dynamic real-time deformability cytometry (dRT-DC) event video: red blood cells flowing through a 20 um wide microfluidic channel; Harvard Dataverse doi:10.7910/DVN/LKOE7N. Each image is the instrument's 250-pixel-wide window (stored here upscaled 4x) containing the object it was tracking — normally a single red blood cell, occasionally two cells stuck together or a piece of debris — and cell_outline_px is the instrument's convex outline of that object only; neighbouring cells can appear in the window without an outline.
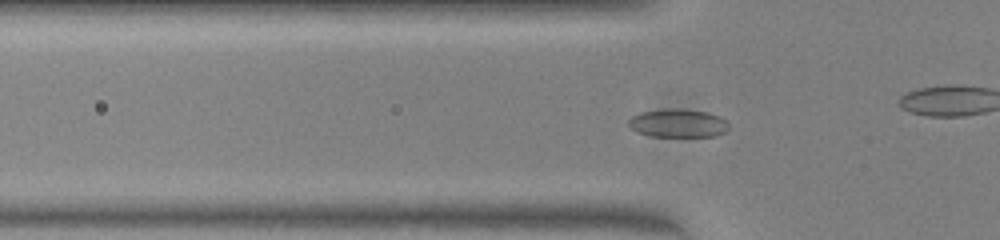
{"species": "common noctule bat (a hibernating species)", "species_latin": "Nyctalus noctula", "temperature_condition": "warm", "stored_images_in_passage": 52, "camera_frame_rate_fps": 3000, "um_per_image_px": 0.085, "animal": {"sex": "female", "body_mass_g": 23.0, "forearm_length_mm": 53.4}, "frame": {"image": 1, "passage_image": 17, "time_ms": 5.333, "image_size_px": [1000, 240], "cell_outline_px": [[728, 128], [724, 132], [716, 136], [652, 136], [636, 132], [628, 124], [628, 120], [632, 116], [640, 112], [664, 108], [676, 108], [708, 112], [720, 116], [728, 124]], "centroid_in_image_um": [57.61, 10.46], "position_along_channel_um": 68.2, "area_um2": 16.59}}
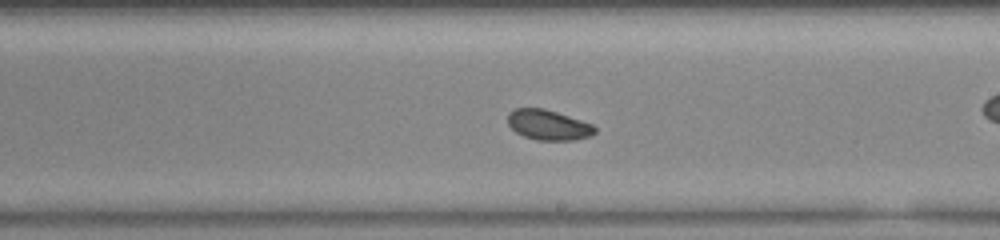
{"frame": {"image": 2, "passage_image": 30, "time_ms": 9.667, "image_size_px": [1000, 240], "cell_outline_px": [[596, 132], [592, 136], [572, 140], [536, 140], [524, 136], [516, 132], [508, 124], [508, 112], [516, 108], [544, 108], [592, 124], [596, 128]], "centroid_in_image_um": [46.6, 10.62], "position_along_channel_um": 242.4, "area_um2": 15.26}}
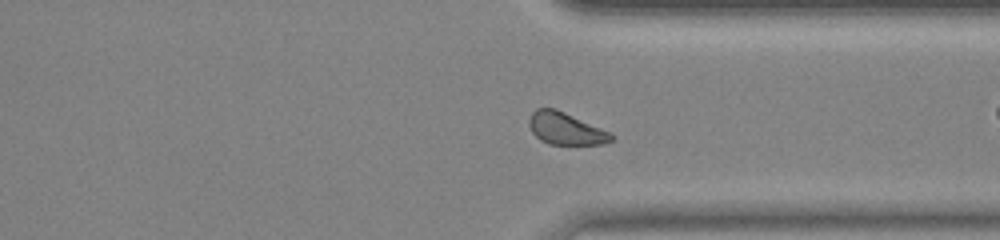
{"frame": {"image": 3, "passage_image": 39, "time_ms": 12.667, "image_size_px": [1000, 240], "cell_outline_px": [[616, 136], [612, 140], [604, 144], [548, 144], [540, 140], [532, 132], [528, 124], [528, 120], [532, 112], [536, 108], [556, 108], [612, 132]], "centroid_in_image_um": [48.1, 10.92], "position_along_channel_um": 363.3, "area_um2": 15.66}, "authors_computed_cell_mechanics": {"area_um2": 16.0684, "velocity_mm_per_s": 4.0193, "shape_relaxation_time_tau1_ms": 1.9124, "shape_relaxation_time_tau2_ms": null, "deformation_change_tau1": 0.0545, "deformation_change_tau2": null}}